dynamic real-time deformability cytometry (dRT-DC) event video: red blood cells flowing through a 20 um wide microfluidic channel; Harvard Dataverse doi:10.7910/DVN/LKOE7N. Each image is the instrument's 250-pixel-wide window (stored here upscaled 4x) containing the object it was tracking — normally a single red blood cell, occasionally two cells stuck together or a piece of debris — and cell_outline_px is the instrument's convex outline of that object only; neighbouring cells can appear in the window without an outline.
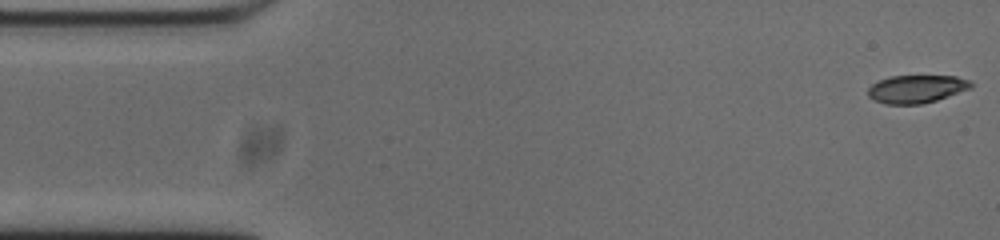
{"species": "common noctule bat (a hibernating species)", "species_latin": "Nyctalus noctula", "temperature_condition": "cold", "stored_images_in_passage": 53, "camera_frame_rate_fps": 3000, "um_per_image_px": 0.085, "animal": {"sex": "male", "body_mass_g": 20.0, "forearm_length_mm": 53.3}, "frame": {"image": 1, "passage_image": 1, "time_ms": 0.0, "image_size_px": [1000, 240], "cell_outline_px": [[972, 88], [936, 100], [920, 104], [884, 104], [868, 96], [868, 88], [872, 84], [880, 80], [892, 76], [956, 76], [972, 80]], "centroid_in_image_um": [77.93, 7.56], "position_along_channel_um": 7.1, "area_um2": 16.7}}
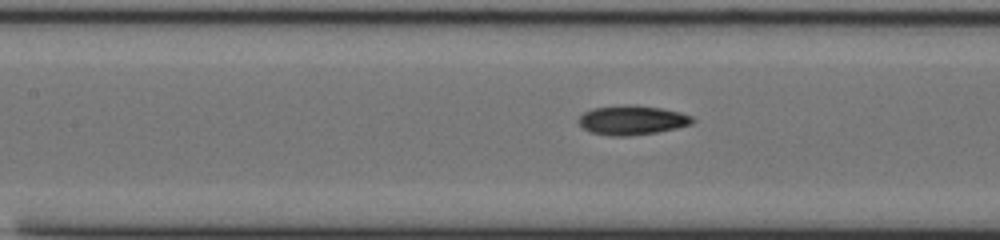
{"frame": {"image": 2, "passage_image": 22, "time_ms": 7.0, "image_size_px": [1000, 240], "cell_outline_px": [[696, 120], [692, 124], [676, 128], [656, 132], [628, 136], [608, 136], [588, 132], [576, 120], [584, 112], [592, 108], [628, 104], [632, 104], [660, 108], [680, 112], [692, 116]], "centroid_in_image_um": [53.71, 10.21], "position_along_channel_um": 153.7, "area_um2": 19.65}}
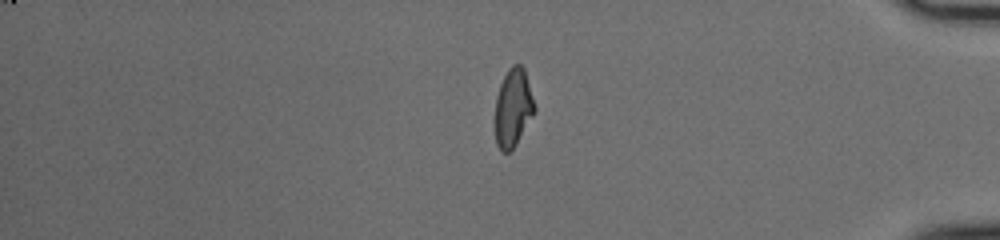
{"frame": {"image": 3, "passage_image": 44, "time_ms": 14.333, "image_size_px": [1000, 240], "cell_outline_px": [[536, 108], [532, 116], [516, 144], [508, 152], [500, 152], [496, 144], [492, 124], [496, 96], [500, 84], [508, 68], [512, 64], [520, 64], [524, 68]], "centroid_in_image_um": [43.55, 9.19], "position_along_channel_um": 391.7, "area_um2": 18.44}, "authors_computed_cell_mechanics": {"area_um2": 18.496, "velocity_mm_per_s": 3.7412, "shape_relaxation_time_tau1_ms": null, "shape_relaxation_time_tau2_ms": 2.6546, "deformation_change_tau1": null, "deformation_change_tau2": 0.0816}}